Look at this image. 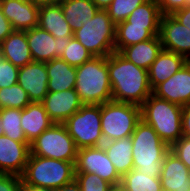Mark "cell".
Returning a JSON list of instances; mask_svg holds the SVG:
<instances>
[{
    "instance_id": "484cf974",
    "label": "cell",
    "mask_w": 190,
    "mask_h": 191,
    "mask_svg": "<svg viewBox=\"0 0 190 191\" xmlns=\"http://www.w3.org/2000/svg\"><path fill=\"white\" fill-rule=\"evenodd\" d=\"M102 146L121 177L133 169L131 137L104 142Z\"/></svg>"
},
{
    "instance_id": "4fadbf2b",
    "label": "cell",
    "mask_w": 190,
    "mask_h": 191,
    "mask_svg": "<svg viewBox=\"0 0 190 191\" xmlns=\"http://www.w3.org/2000/svg\"><path fill=\"white\" fill-rule=\"evenodd\" d=\"M152 94L182 107L190 104V61L166 81L157 85Z\"/></svg>"
},
{
    "instance_id": "277c9868",
    "label": "cell",
    "mask_w": 190,
    "mask_h": 191,
    "mask_svg": "<svg viewBox=\"0 0 190 191\" xmlns=\"http://www.w3.org/2000/svg\"><path fill=\"white\" fill-rule=\"evenodd\" d=\"M21 179L24 187L56 191L75 179V162L29 155Z\"/></svg>"
},
{
    "instance_id": "30bf717a",
    "label": "cell",
    "mask_w": 190,
    "mask_h": 191,
    "mask_svg": "<svg viewBox=\"0 0 190 191\" xmlns=\"http://www.w3.org/2000/svg\"><path fill=\"white\" fill-rule=\"evenodd\" d=\"M75 173H94L112 186H119L122 178L108 158L103 146L79 149Z\"/></svg>"
},
{
    "instance_id": "5bb4252c",
    "label": "cell",
    "mask_w": 190,
    "mask_h": 191,
    "mask_svg": "<svg viewBox=\"0 0 190 191\" xmlns=\"http://www.w3.org/2000/svg\"><path fill=\"white\" fill-rule=\"evenodd\" d=\"M17 83L27 92L31 102H42L48 94L46 63L31 62L19 68Z\"/></svg>"
},
{
    "instance_id": "d4e9b609",
    "label": "cell",
    "mask_w": 190,
    "mask_h": 191,
    "mask_svg": "<svg viewBox=\"0 0 190 191\" xmlns=\"http://www.w3.org/2000/svg\"><path fill=\"white\" fill-rule=\"evenodd\" d=\"M58 3L73 32L80 29L99 10L91 0H59Z\"/></svg>"
},
{
    "instance_id": "603a6c76",
    "label": "cell",
    "mask_w": 190,
    "mask_h": 191,
    "mask_svg": "<svg viewBox=\"0 0 190 191\" xmlns=\"http://www.w3.org/2000/svg\"><path fill=\"white\" fill-rule=\"evenodd\" d=\"M162 49L158 35L152 39L124 47L119 53L136 66L148 70Z\"/></svg>"
},
{
    "instance_id": "3957f363",
    "label": "cell",
    "mask_w": 190,
    "mask_h": 191,
    "mask_svg": "<svg viewBox=\"0 0 190 191\" xmlns=\"http://www.w3.org/2000/svg\"><path fill=\"white\" fill-rule=\"evenodd\" d=\"M74 89L83 105H100L112 101L107 56H93L89 61L76 67Z\"/></svg>"
},
{
    "instance_id": "836d02e7",
    "label": "cell",
    "mask_w": 190,
    "mask_h": 191,
    "mask_svg": "<svg viewBox=\"0 0 190 191\" xmlns=\"http://www.w3.org/2000/svg\"><path fill=\"white\" fill-rule=\"evenodd\" d=\"M82 191H109L113 186L94 173H75Z\"/></svg>"
},
{
    "instance_id": "bcb514c9",
    "label": "cell",
    "mask_w": 190,
    "mask_h": 191,
    "mask_svg": "<svg viewBox=\"0 0 190 191\" xmlns=\"http://www.w3.org/2000/svg\"><path fill=\"white\" fill-rule=\"evenodd\" d=\"M109 191H124V190L119 185V186H113Z\"/></svg>"
},
{
    "instance_id": "f6af8a7d",
    "label": "cell",
    "mask_w": 190,
    "mask_h": 191,
    "mask_svg": "<svg viewBox=\"0 0 190 191\" xmlns=\"http://www.w3.org/2000/svg\"><path fill=\"white\" fill-rule=\"evenodd\" d=\"M23 191H54V190L36 189V188H31V187H24Z\"/></svg>"
},
{
    "instance_id": "2e32d148",
    "label": "cell",
    "mask_w": 190,
    "mask_h": 191,
    "mask_svg": "<svg viewBox=\"0 0 190 191\" xmlns=\"http://www.w3.org/2000/svg\"><path fill=\"white\" fill-rule=\"evenodd\" d=\"M0 8L13 30L26 31L38 26L40 7L30 0H0Z\"/></svg>"
},
{
    "instance_id": "d590c367",
    "label": "cell",
    "mask_w": 190,
    "mask_h": 191,
    "mask_svg": "<svg viewBox=\"0 0 190 191\" xmlns=\"http://www.w3.org/2000/svg\"><path fill=\"white\" fill-rule=\"evenodd\" d=\"M170 151L190 170V138L182 136L170 146Z\"/></svg>"
},
{
    "instance_id": "7402d4cb",
    "label": "cell",
    "mask_w": 190,
    "mask_h": 191,
    "mask_svg": "<svg viewBox=\"0 0 190 191\" xmlns=\"http://www.w3.org/2000/svg\"><path fill=\"white\" fill-rule=\"evenodd\" d=\"M48 92H61L75 88L76 67L58 57L46 62Z\"/></svg>"
},
{
    "instance_id": "7dc6e473",
    "label": "cell",
    "mask_w": 190,
    "mask_h": 191,
    "mask_svg": "<svg viewBox=\"0 0 190 191\" xmlns=\"http://www.w3.org/2000/svg\"><path fill=\"white\" fill-rule=\"evenodd\" d=\"M4 135L3 127L1 125V118H0V136Z\"/></svg>"
},
{
    "instance_id": "ba28073f",
    "label": "cell",
    "mask_w": 190,
    "mask_h": 191,
    "mask_svg": "<svg viewBox=\"0 0 190 191\" xmlns=\"http://www.w3.org/2000/svg\"><path fill=\"white\" fill-rule=\"evenodd\" d=\"M63 125L77 149L98 147L104 143L101 130V104L82 105Z\"/></svg>"
},
{
    "instance_id": "44dd1931",
    "label": "cell",
    "mask_w": 190,
    "mask_h": 191,
    "mask_svg": "<svg viewBox=\"0 0 190 191\" xmlns=\"http://www.w3.org/2000/svg\"><path fill=\"white\" fill-rule=\"evenodd\" d=\"M0 56L18 68L33 62L25 31L14 30L0 43Z\"/></svg>"
},
{
    "instance_id": "1f68e13d",
    "label": "cell",
    "mask_w": 190,
    "mask_h": 191,
    "mask_svg": "<svg viewBox=\"0 0 190 191\" xmlns=\"http://www.w3.org/2000/svg\"><path fill=\"white\" fill-rule=\"evenodd\" d=\"M145 1L147 0H113L105 10L112 22L117 25L125 21L132 11Z\"/></svg>"
},
{
    "instance_id": "83f0119b",
    "label": "cell",
    "mask_w": 190,
    "mask_h": 191,
    "mask_svg": "<svg viewBox=\"0 0 190 191\" xmlns=\"http://www.w3.org/2000/svg\"><path fill=\"white\" fill-rule=\"evenodd\" d=\"M154 36L145 27L131 26L126 20L116 25L115 51L124 47L152 39Z\"/></svg>"
},
{
    "instance_id": "ee69618b",
    "label": "cell",
    "mask_w": 190,
    "mask_h": 191,
    "mask_svg": "<svg viewBox=\"0 0 190 191\" xmlns=\"http://www.w3.org/2000/svg\"><path fill=\"white\" fill-rule=\"evenodd\" d=\"M30 1H32L35 5L39 7L44 5H51V4H55L59 2V0H30Z\"/></svg>"
},
{
    "instance_id": "7c38bea8",
    "label": "cell",
    "mask_w": 190,
    "mask_h": 191,
    "mask_svg": "<svg viewBox=\"0 0 190 191\" xmlns=\"http://www.w3.org/2000/svg\"><path fill=\"white\" fill-rule=\"evenodd\" d=\"M159 37L162 48L174 52L190 61V30L172 15H162Z\"/></svg>"
},
{
    "instance_id": "8d00e7d4",
    "label": "cell",
    "mask_w": 190,
    "mask_h": 191,
    "mask_svg": "<svg viewBox=\"0 0 190 191\" xmlns=\"http://www.w3.org/2000/svg\"><path fill=\"white\" fill-rule=\"evenodd\" d=\"M21 176L0 173V191H23Z\"/></svg>"
},
{
    "instance_id": "f546056e",
    "label": "cell",
    "mask_w": 190,
    "mask_h": 191,
    "mask_svg": "<svg viewBox=\"0 0 190 191\" xmlns=\"http://www.w3.org/2000/svg\"><path fill=\"white\" fill-rule=\"evenodd\" d=\"M1 125L4 135L17 142L29 143L21 127V110L15 108L0 109Z\"/></svg>"
},
{
    "instance_id": "cb8c5ba5",
    "label": "cell",
    "mask_w": 190,
    "mask_h": 191,
    "mask_svg": "<svg viewBox=\"0 0 190 191\" xmlns=\"http://www.w3.org/2000/svg\"><path fill=\"white\" fill-rule=\"evenodd\" d=\"M38 26L55 38L73 37V31L67 23L59 3L40 6Z\"/></svg>"
},
{
    "instance_id": "f1b7e54d",
    "label": "cell",
    "mask_w": 190,
    "mask_h": 191,
    "mask_svg": "<svg viewBox=\"0 0 190 191\" xmlns=\"http://www.w3.org/2000/svg\"><path fill=\"white\" fill-rule=\"evenodd\" d=\"M120 187L124 191H162L160 177H149L136 169L121 178Z\"/></svg>"
},
{
    "instance_id": "74e56055",
    "label": "cell",
    "mask_w": 190,
    "mask_h": 191,
    "mask_svg": "<svg viewBox=\"0 0 190 191\" xmlns=\"http://www.w3.org/2000/svg\"><path fill=\"white\" fill-rule=\"evenodd\" d=\"M162 15H172L188 5V0H156Z\"/></svg>"
},
{
    "instance_id": "8992f818",
    "label": "cell",
    "mask_w": 190,
    "mask_h": 191,
    "mask_svg": "<svg viewBox=\"0 0 190 191\" xmlns=\"http://www.w3.org/2000/svg\"><path fill=\"white\" fill-rule=\"evenodd\" d=\"M141 121V106L109 101L101 104V130L104 142L131 137Z\"/></svg>"
},
{
    "instance_id": "9a60e30c",
    "label": "cell",
    "mask_w": 190,
    "mask_h": 191,
    "mask_svg": "<svg viewBox=\"0 0 190 191\" xmlns=\"http://www.w3.org/2000/svg\"><path fill=\"white\" fill-rule=\"evenodd\" d=\"M30 155V143L0 136V173L21 176Z\"/></svg>"
},
{
    "instance_id": "8fae6325",
    "label": "cell",
    "mask_w": 190,
    "mask_h": 191,
    "mask_svg": "<svg viewBox=\"0 0 190 191\" xmlns=\"http://www.w3.org/2000/svg\"><path fill=\"white\" fill-rule=\"evenodd\" d=\"M30 53L34 62H49L61 57L72 37L55 38L48 31L36 26L26 30Z\"/></svg>"
},
{
    "instance_id": "9c48e42d",
    "label": "cell",
    "mask_w": 190,
    "mask_h": 191,
    "mask_svg": "<svg viewBox=\"0 0 190 191\" xmlns=\"http://www.w3.org/2000/svg\"><path fill=\"white\" fill-rule=\"evenodd\" d=\"M77 147L62 123H54L30 143V155L76 162Z\"/></svg>"
},
{
    "instance_id": "5b68a950",
    "label": "cell",
    "mask_w": 190,
    "mask_h": 191,
    "mask_svg": "<svg viewBox=\"0 0 190 191\" xmlns=\"http://www.w3.org/2000/svg\"><path fill=\"white\" fill-rule=\"evenodd\" d=\"M182 109L151 94L141 105V119L170 147L182 137Z\"/></svg>"
},
{
    "instance_id": "6da1fadb",
    "label": "cell",
    "mask_w": 190,
    "mask_h": 191,
    "mask_svg": "<svg viewBox=\"0 0 190 191\" xmlns=\"http://www.w3.org/2000/svg\"><path fill=\"white\" fill-rule=\"evenodd\" d=\"M112 100L141 106L152 94L148 70L136 66L119 52L107 56Z\"/></svg>"
},
{
    "instance_id": "f35d334b",
    "label": "cell",
    "mask_w": 190,
    "mask_h": 191,
    "mask_svg": "<svg viewBox=\"0 0 190 191\" xmlns=\"http://www.w3.org/2000/svg\"><path fill=\"white\" fill-rule=\"evenodd\" d=\"M172 16L190 30V5L175 11Z\"/></svg>"
},
{
    "instance_id": "b9f144b4",
    "label": "cell",
    "mask_w": 190,
    "mask_h": 191,
    "mask_svg": "<svg viewBox=\"0 0 190 191\" xmlns=\"http://www.w3.org/2000/svg\"><path fill=\"white\" fill-rule=\"evenodd\" d=\"M56 191H82L79 183L74 179L70 183L63 185L61 188H58Z\"/></svg>"
},
{
    "instance_id": "ab89813d",
    "label": "cell",
    "mask_w": 190,
    "mask_h": 191,
    "mask_svg": "<svg viewBox=\"0 0 190 191\" xmlns=\"http://www.w3.org/2000/svg\"><path fill=\"white\" fill-rule=\"evenodd\" d=\"M13 31L10 21L3 15L0 8V43Z\"/></svg>"
},
{
    "instance_id": "60d3db41",
    "label": "cell",
    "mask_w": 190,
    "mask_h": 191,
    "mask_svg": "<svg viewBox=\"0 0 190 191\" xmlns=\"http://www.w3.org/2000/svg\"><path fill=\"white\" fill-rule=\"evenodd\" d=\"M182 136L190 138V104L182 109Z\"/></svg>"
},
{
    "instance_id": "d6986e66",
    "label": "cell",
    "mask_w": 190,
    "mask_h": 191,
    "mask_svg": "<svg viewBox=\"0 0 190 191\" xmlns=\"http://www.w3.org/2000/svg\"><path fill=\"white\" fill-rule=\"evenodd\" d=\"M187 62L188 60L185 57L162 49L148 69L151 89L153 90L157 85L166 81Z\"/></svg>"
},
{
    "instance_id": "e0dca14e",
    "label": "cell",
    "mask_w": 190,
    "mask_h": 191,
    "mask_svg": "<svg viewBox=\"0 0 190 191\" xmlns=\"http://www.w3.org/2000/svg\"><path fill=\"white\" fill-rule=\"evenodd\" d=\"M42 104L54 123H64L83 105L75 89L48 92Z\"/></svg>"
},
{
    "instance_id": "4316f807",
    "label": "cell",
    "mask_w": 190,
    "mask_h": 191,
    "mask_svg": "<svg viewBox=\"0 0 190 191\" xmlns=\"http://www.w3.org/2000/svg\"><path fill=\"white\" fill-rule=\"evenodd\" d=\"M161 12L156 0H147L128 16L131 26L145 27L153 36L159 35Z\"/></svg>"
},
{
    "instance_id": "4dcf8cb0",
    "label": "cell",
    "mask_w": 190,
    "mask_h": 191,
    "mask_svg": "<svg viewBox=\"0 0 190 191\" xmlns=\"http://www.w3.org/2000/svg\"><path fill=\"white\" fill-rule=\"evenodd\" d=\"M30 102L27 92L18 83L0 89V109L15 108L22 110Z\"/></svg>"
},
{
    "instance_id": "d6a6232c",
    "label": "cell",
    "mask_w": 190,
    "mask_h": 191,
    "mask_svg": "<svg viewBox=\"0 0 190 191\" xmlns=\"http://www.w3.org/2000/svg\"><path fill=\"white\" fill-rule=\"evenodd\" d=\"M92 57L93 55L77 39L72 37L60 58L73 67H79Z\"/></svg>"
},
{
    "instance_id": "52a82bcc",
    "label": "cell",
    "mask_w": 190,
    "mask_h": 191,
    "mask_svg": "<svg viewBox=\"0 0 190 191\" xmlns=\"http://www.w3.org/2000/svg\"><path fill=\"white\" fill-rule=\"evenodd\" d=\"M116 25L106 10L99 9L93 18L73 32L77 39L93 56H108L115 52Z\"/></svg>"
},
{
    "instance_id": "7a4b0ae2",
    "label": "cell",
    "mask_w": 190,
    "mask_h": 191,
    "mask_svg": "<svg viewBox=\"0 0 190 191\" xmlns=\"http://www.w3.org/2000/svg\"><path fill=\"white\" fill-rule=\"evenodd\" d=\"M133 169L149 177H161L164 156L170 147L142 119L131 135Z\"/></svg>"
},
{
    "instance_id": "7bdbcfd3",
    "label": "cell",
    "mask_w": 190,
    "mask_h": 191,
    "mask_svg": "<svg viewBox=\"0 0 190 191\" xmlns=\"http://www.w3.org/2000/svg\"><path fill=\"white\" fill-rule=\"evenodd\" d=\"M99 9L105 10L113 0H91Z\"/></svg>"
},
{
    "instance_id": "ffe728a7",
    "label": "cell",
    "mask_w": 190,
    "mask_h": 191,
    "mask_svg": "<svg viewBox=\"0 0 190 191\" xmlns=\"http://www.w3.org/2000/svg\"><path fill=\"white\" fill-rule=\"evenodd\" d=\"M54 122L49 118L42 102H30L21 110V127L29 143L47 130Z\"/></svg>"
},
{
    "instance_id": "ac0fdd59",
    "label": "cell",
    "mask_w": 190,
    "mask_h": 191,
    "mask_svg": "<svg viewBox=\"0 0 190 191\" xmlns=\"http://www.w3.org/2000/svg\"><path fill=\"white\" fill-rule=\"evenodd\" d=\"M160 179L163 191H188L190 188V170L170 150L164 156Z\"/></svg>"
},
{
    "instance_id": "e575fe53",
    "label": "cell",
    "mask_w": 190,
    "mask_h": 191,
    "mask_svg": "<svg viewBox=\"0 0 190 191\" xmlns=\"http://www.w3.org/2000/svg\"><path fill=\"white\" fill-rule=\"evenodd\" d=\"M19 68L0 56V89L17 83Z\"/></svg>"
}]
</instances>
